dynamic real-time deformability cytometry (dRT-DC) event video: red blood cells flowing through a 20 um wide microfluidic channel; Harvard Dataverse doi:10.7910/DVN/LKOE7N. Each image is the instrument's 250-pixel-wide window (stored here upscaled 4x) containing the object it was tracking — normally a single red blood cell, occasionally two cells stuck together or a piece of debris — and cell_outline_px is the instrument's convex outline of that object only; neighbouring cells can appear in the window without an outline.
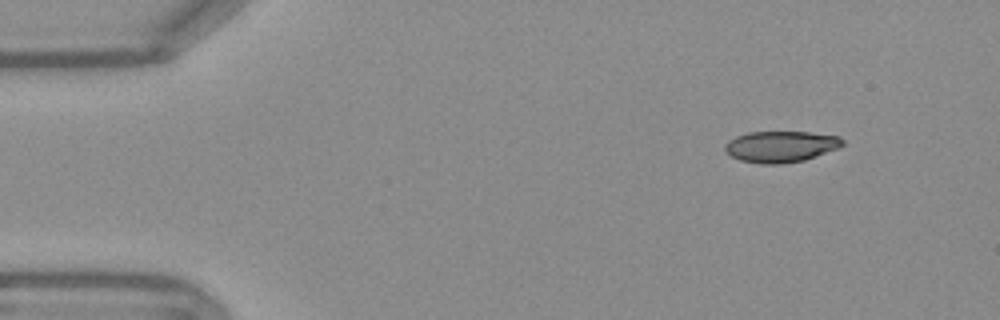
{"species": "Egyptian fruit bat (a non-hibernating species)", "species_latin": "Rousettus aegyptiacus", "temperature_condition": "warm", "stored_images_in_passage": 48, "camera_frame_rate_fps": 3000, "um_per_image_px": 0.085, "frame": {"image": 1, "passage_image": 1, "time_ms": 0.0, "image_size_px": [1000, 320], "cell_outline_px": [[844, 144], [840, 148], [804, 160], [780, 164], [760, 164], [740, 160], [724, 152], [724, 144], [728, 140], [736, 136], [748, 132], [808, 132], [840, 136], [844, 140]], "centroid_in_image_um": [66.36, 12.46], "position_along_channel_um": 18.6, "area_um2": 21.62}}
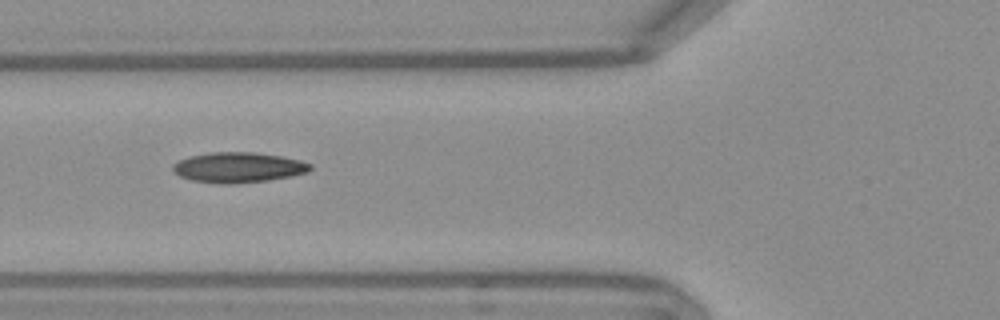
{"frame": {"image": 2, "passage_image": 15, "time_ms": 4.667, "image_size_px": [1000, 320], "cell_outline_px": [[312, 168], [308, 172], [292, 176], [268, 180], [232, 184], [220, 184], [192, 180], [180, 176], [172, 172], [172, 164], [180, 160], [192, 156], [212, 152], [252, 152], [280, 156], [300, 160], [312, 164]], "centroid_in_image_um": [20.26, 14.24], "position_along_channel_um": 105.5, "area_um2": 24.22}}
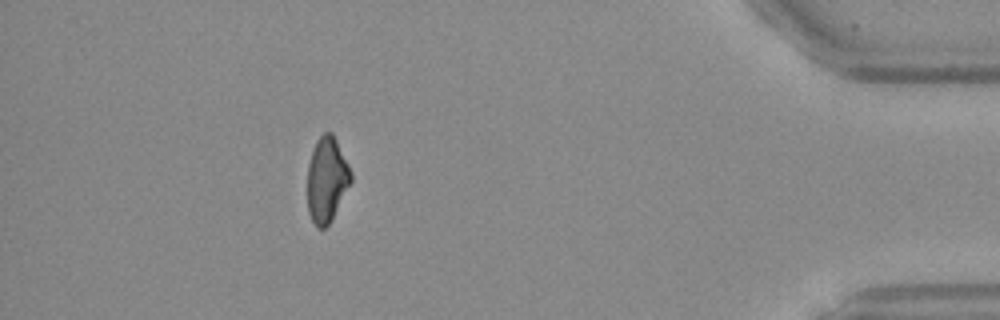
{"frame": {"image": 3, "passage_image": 43, "time_ms": 14.0, "image_size_px": [1000, 320], "cell_outline_px": [[352, 180], [328, 224], [324, 228], [316, 228], [308, 212], [308, 164], [312, 148], [316, 140], [324, 132], [332, 132], [352, 172]], "centroid_in_image_um": [27.76, 15.23], "position_along_channel_um": 407.4, "area_um2": 21.33}, "authors_computed_cell_mechanics": {"area_um2": 22.6865, "velocity_mm_per_s": 3.801, "shape_relaxation_time_tau1_ms": 8.9181, "shape_relaxation_time_tau2_ms": 3.415, "deformation_change_tau1": 0.2084, "deformation_change_tau2": 0.1136}}